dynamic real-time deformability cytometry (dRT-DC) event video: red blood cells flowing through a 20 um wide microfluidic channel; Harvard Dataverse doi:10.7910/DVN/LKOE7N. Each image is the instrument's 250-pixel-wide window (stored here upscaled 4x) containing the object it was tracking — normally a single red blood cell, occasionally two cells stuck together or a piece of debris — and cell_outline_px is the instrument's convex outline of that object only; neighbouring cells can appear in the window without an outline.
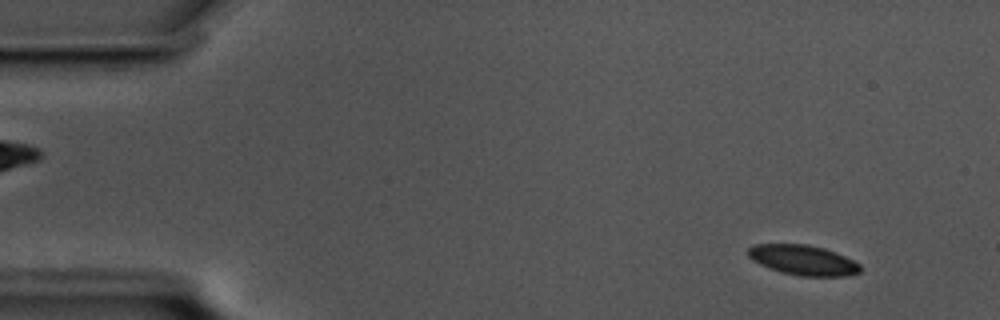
{"species": "common noctule bat (a hibernating species)", "species_latin": "Nyctalus noctula", "temperature_condition": "cold", "stored_images_in_passage": 58, "camera_frame_rate_fps": 3000, "um_per_image_px": 0.085, "animal": {"sex": "male", "body_mass_g": 17.5, "forearm_length_mm": 52.3}, "frame": {"image": 1, "passage_image": 5, "time_ms": 1.333, "image_size_px": [1000, 320], "cell_outline_px": [[860, 272], [844, 276], [800, 276], [780, 272], [768, 268], [752, 260], [748, 256], [748, 248], [756, 244], [808, 244], [824, 248], [844, 256], [860, 264]], "centroid_in_image_um": [68.24, 22.11], "position_along_channel_um": 16.8, "area_um2": 19.59}}
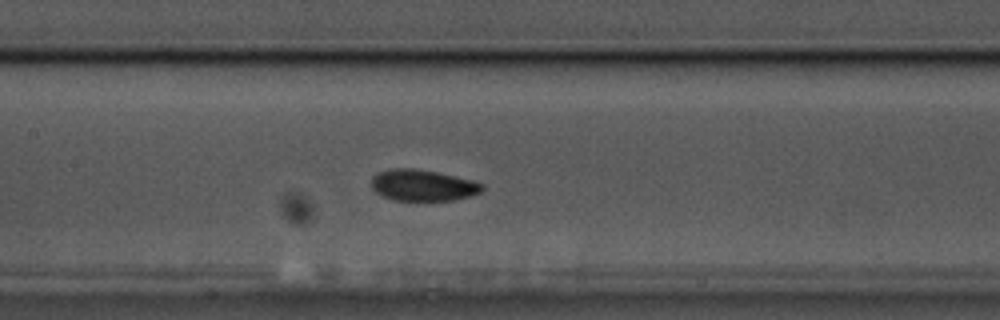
{"frame": {"image": 2, "passage_image": 27, "time_ms": 8.667, "image_size_px": [1000, 320], "cell_outline_px": [[484, 188], [480, 192], [472, 196], [452, 200], [392, 200], [376, 192], [372, 188], [372, 176], [380, 172], [396, 168], [416, 168], [436, 172], [472, 180], [484, 184]], "centroid_in_image_um": [35.96, 15.75], "position_along_channel_um": 171.4, "area_um2": 20.06}}
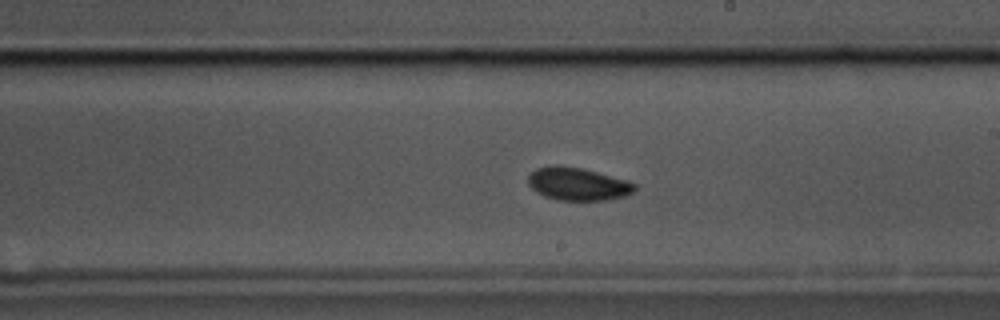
{"frame": {"image": 3, "passage_image": 33, "time_ms": 10.667, "image_size_px": [1000, 320], "cell_outline_px": [[636, 188], [632, 192], [624, 196], [604, 200], [560, 200], [544, 196], [536, 192], [528, 184], [528, 176], [536, 168], [552, 164], [560, 164], [584, 168], [628, 180], [636, 184]], "centroid_in_image_um": [49.09, 15.61], "position_along_channel_um": 239.9, "area_um2": 20.63}, "authors_computed_cell_mechanics": {"area_um2": 19.941, "velocity_mm_per_s": 3.4401, "shape_relaxation_time_tau1_ms": 2.5249, "shape_relaxation_time_tau2_ms": 4.1129, "deformation_change_tau1": 0.0708, "deformation_change_tau2": 0.0609}}